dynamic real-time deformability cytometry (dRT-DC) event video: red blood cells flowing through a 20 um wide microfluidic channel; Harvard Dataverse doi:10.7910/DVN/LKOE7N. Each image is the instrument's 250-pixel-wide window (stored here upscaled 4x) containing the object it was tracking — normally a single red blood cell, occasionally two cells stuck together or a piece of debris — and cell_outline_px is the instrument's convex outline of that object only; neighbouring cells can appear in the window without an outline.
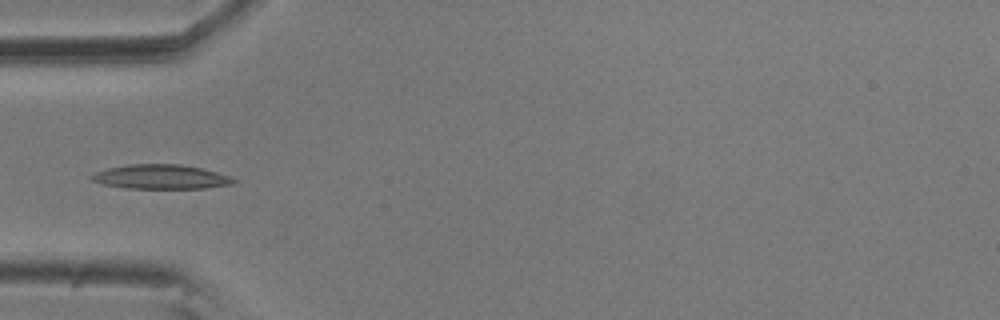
{"species": "common noctule bat (a hibernating species)", "species_latin": "Nyctalus noctula", "temperature_condition": "room temperature", "stored_images_in_passage": 5, "camera_frame_rate_fps": 3000, "um_per_image_px": 0.085, "animal": {"sex": "male", "body_mass_g": 20.5, "forearm_length_mm": 52.5}, "frame": {"image": 1, "passage_image": 5, "time_ms": 1.333, "image_size_px": [1000, 320], "cell_outline_px": [[236, 184], [208, 188], [124, 188], [104, 184], [92, 180], [88, 176], [96, 172], [108, 168], [128, 164], [180, 164], [200, 168], [216, 172], [228, 176], [236, 180]], "centroid_in_image_um": [13.68, 15.03], "position_along_channel_um": 71.3, "area_um2": 20.11}}